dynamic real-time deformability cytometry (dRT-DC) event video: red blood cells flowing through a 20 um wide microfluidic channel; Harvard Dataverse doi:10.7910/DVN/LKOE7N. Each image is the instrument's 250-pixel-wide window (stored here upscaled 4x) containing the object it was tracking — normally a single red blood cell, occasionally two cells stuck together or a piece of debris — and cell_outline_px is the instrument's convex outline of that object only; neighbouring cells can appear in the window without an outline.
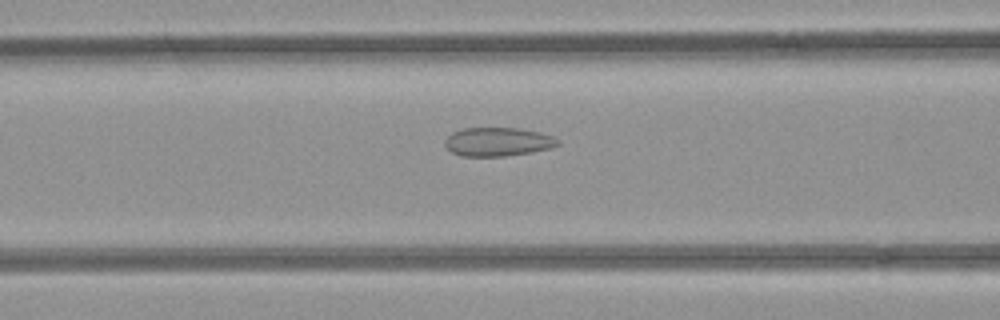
{"species": "common noctule bat (a hibernating species)", "species_latin": "Nyctalus noctula", "temperature_condition": "room temperature", "stored_images_in_passage": 44, "camera_frame_rate_fps": 3000, "um_per_image_px": 0.085, "animal": {"sex": "female", "body_mass_g": 21.9}, "frame": {"image": 1, "passage_image": 13, "time_ms": 4.0, "image_size_px": [1000, 320], "cell_outline_px": [[560, 144], [552, 148], [532, 152], [504, 156], [464, 156], [452, 152], [444, 144], [444, 140], [452, 132], [464, 128], [520, 128], [540, 132], [552, 136], [560, 140]], "centroid_in_image_um": [42.34, 12.05], "position_along_channel_um": 124.3, "area_um2": 18.96}}
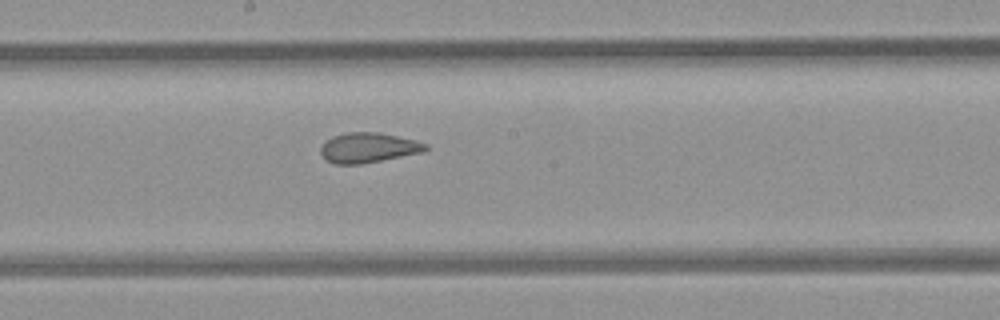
{"frame": {"image": 2, "passage_image": 20, "time_ms": 6.333, "image_size_px": [1000, 320], "cell_outline_px": [[428, 148], [424, 152], [360, 164], [336, 164], [328, 160], [320, 152], [320, 148], [332, 136], [348, 132], [380, 132], [416, 140], [428, 144]], "centroid_in_image_um": [31.35, 12.54], "position_along_channel_um": 216.8, "area_um2": 18.21}}
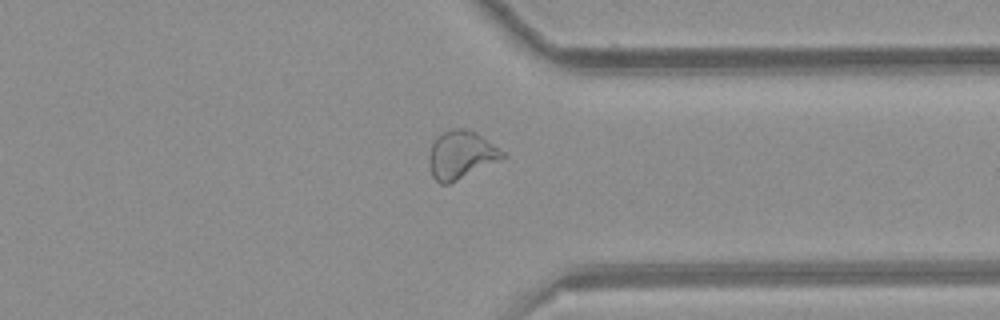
{"frame": {"image": 3, "passage_image": 32, "time_ms": 10.333, "image_size_px": [1000, 320], "cell_outline_px": [[508, 156], [448, 184], [440, 184], [432, 176], [428, 160], [428, 156], [432, 140], [436, 136], [452, 128], [464, 128], [476, 132], [504, 152]], "centroid_in_image_um": [39.15, 13.15], "position_along_channel_um": 372.3, "area_um2": 20.52}, "authors_computed_cell_mechanics": {"area_um2": 20.3456, "velocity_mm_per_s": 3.9542, "shape_relaxation_time_tau1_ms": null, "shape_relaxation_time_tau2_ms": 1.4587, "deformation_change_tau1": null, "deformation_change_tau2": 0.0767}}